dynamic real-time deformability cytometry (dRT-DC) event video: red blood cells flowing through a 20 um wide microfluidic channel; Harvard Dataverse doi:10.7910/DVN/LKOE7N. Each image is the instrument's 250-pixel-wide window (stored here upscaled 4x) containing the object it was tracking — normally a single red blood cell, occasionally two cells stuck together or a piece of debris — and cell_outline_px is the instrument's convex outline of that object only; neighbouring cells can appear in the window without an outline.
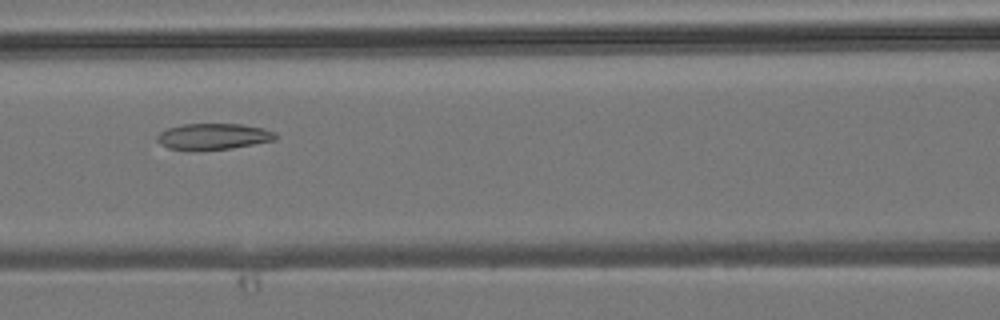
{"species": "common noctule bat (a hibernating species)", "species_latin": "Nyctalus noctula", "temperature_condition": "room temperature", "stored_images_in_passage": 6, "camera_frame_rate_fps": 3000, "um_per_image_px": 0.085, "animal": {"sex": "male", "body_mass_g": 19.2, "forearm_length_mm": 51.8}, "frame": {"image": 1, "passage_image": 6, "time_ms": 6.667, "image_size_px": [1000, 320], "cell_outline_px": [[276, 140], [228, 148], [168, 148], [160, 144], [156, 140], [156, 136], [160, 132], [168, 128], [184, 124], [240, 124], [264, 128], [276, 132]], "centroid_in_image_um": [18.15, 11.56], "position_along_channel_um": 148.4, "area_um2": 17.4}}